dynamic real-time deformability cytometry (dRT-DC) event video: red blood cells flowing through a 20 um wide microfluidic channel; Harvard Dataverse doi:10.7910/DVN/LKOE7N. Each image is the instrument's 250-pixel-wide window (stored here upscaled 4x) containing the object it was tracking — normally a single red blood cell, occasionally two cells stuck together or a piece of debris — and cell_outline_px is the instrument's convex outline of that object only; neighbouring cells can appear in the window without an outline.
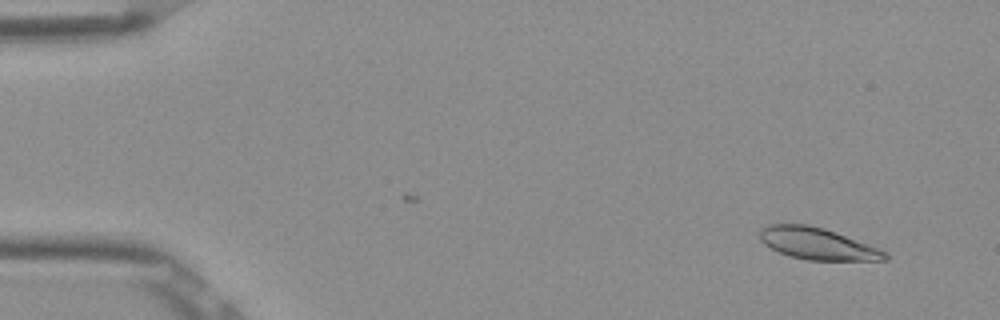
{"species": "Egyptian fruit bat (a non-hibernating species)", "species_latin": "Rousettus aegyptiacus", "temperature_condition": "room temperature", "stored_images_in_passage": 4, "camera_frame_rate_fps": 3000, "um_per_image_px": 0.085, "frame": {"image": 1, "passage_image": 1, "time_ms": 0.0, "image_size_px": [1000, 320], "cell_outline_px": [[888, 260], [808, 260], [792, 256], [780, 252], [764, 244], [760, 240], [760, 228], [768, 224], [808, 224], [824, 228], [836, 232], [888, 252]], "centroid_in_image_um": [69.48, 20.7], "position_along_channel_um": 15.5, "area_um2": 23.0}}
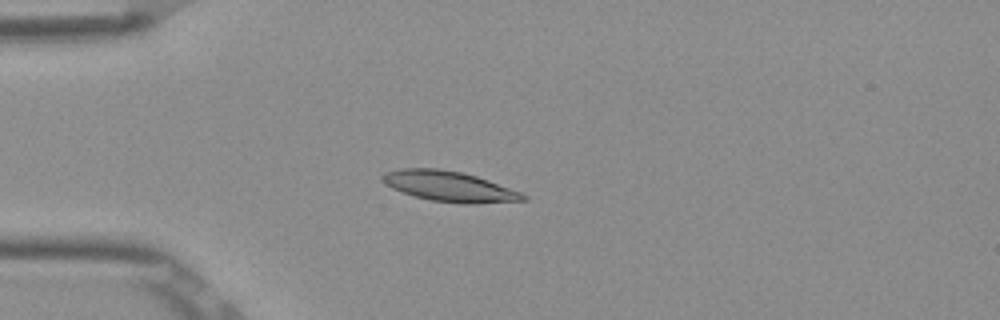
{"frame": {"image": 2, "passage_image": 4, "time_ms": 1.0, "image_size_px": [1000, 320], "cell_outline_px": [[528, 200], [472, 204], [464, 204], [432, 200], [416, 196], [392, 188], [384, 184], [380, 180], [380, 176], [384, 172], [400, 168], [440, 168], [460, 172], [476, 176], [488, 180], [520, 192], [528, 196]], "centroid_in_image_um": [38.16, 15.83], "position_along_channel_um": 46.8, "area_um2": 24.85}}